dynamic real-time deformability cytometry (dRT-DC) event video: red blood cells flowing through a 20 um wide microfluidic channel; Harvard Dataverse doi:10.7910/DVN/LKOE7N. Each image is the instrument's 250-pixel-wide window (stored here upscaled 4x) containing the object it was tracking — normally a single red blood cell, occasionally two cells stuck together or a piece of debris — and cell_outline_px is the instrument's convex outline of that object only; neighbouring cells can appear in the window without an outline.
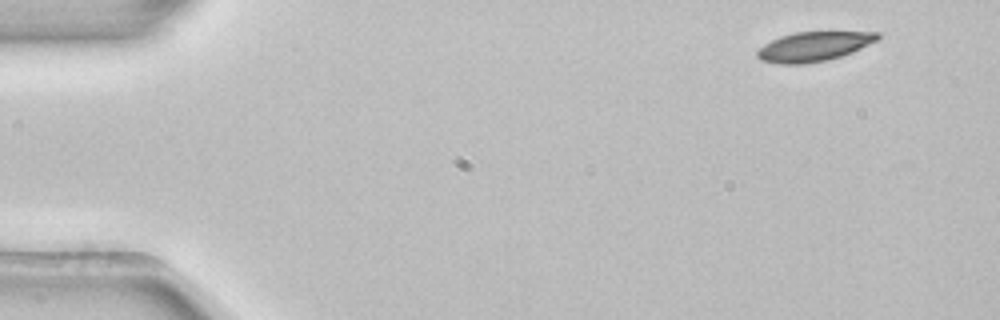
{"species": "common noctule bat (a hibernating species)", "species_latin": "Nyctalus noctula", "temperature_condition": "room temperature", "stored_images_in_passage": 3, "camera_frame_rate_fps": 3000, "um_per_image_px": 0.085, "animal": {"sex": "female", "body_mass_g": 22.7, "forearm_length_mm": 54.2}, "frame": {"image": 1, "passage_image": 1, "time_ms": 0.0, "image_size_px": [1000, 320], "cell_outline_px": [[880, 36], [876, 40], [852, 52], [828, 60], [804, 64], [780, 64], [760, 60], [756, 56], [756, 52], [764, 44], [780, 36], [796, 32], [880, 32]], "centroid_in_image_um": [69.13, 3.96], "position_along_channel_um": 15.9, "area_um2": 20.52}}
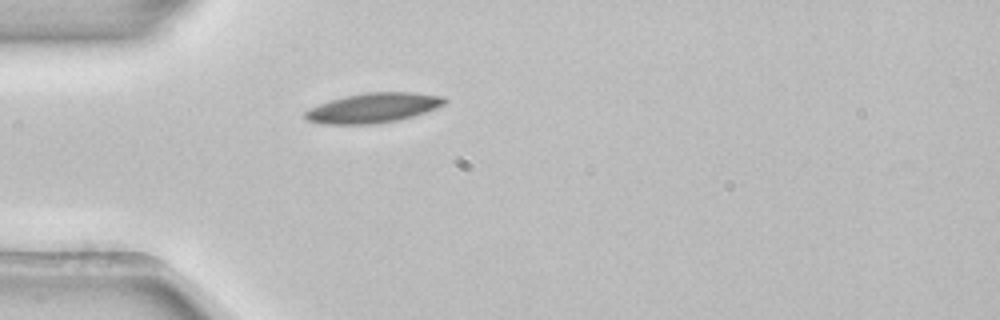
{"frame": {"image": 2, "passage_image": 3, "time_ms": 0.667, "image_size_px": [1000, 320], "cell_outline_px": [[448, 100], [444, 104], [436, 108], [400, 120], [372, 124], [320, 124], [308, 120], [304, 116], [304, 112], [308, 108], [344, 96], [364, 92], [412, 92], [444, 96]], "centroid_in_image_um": [31.72, 9.17], "position_along_channel_um": 53.3, "area_um2": 24.22}}